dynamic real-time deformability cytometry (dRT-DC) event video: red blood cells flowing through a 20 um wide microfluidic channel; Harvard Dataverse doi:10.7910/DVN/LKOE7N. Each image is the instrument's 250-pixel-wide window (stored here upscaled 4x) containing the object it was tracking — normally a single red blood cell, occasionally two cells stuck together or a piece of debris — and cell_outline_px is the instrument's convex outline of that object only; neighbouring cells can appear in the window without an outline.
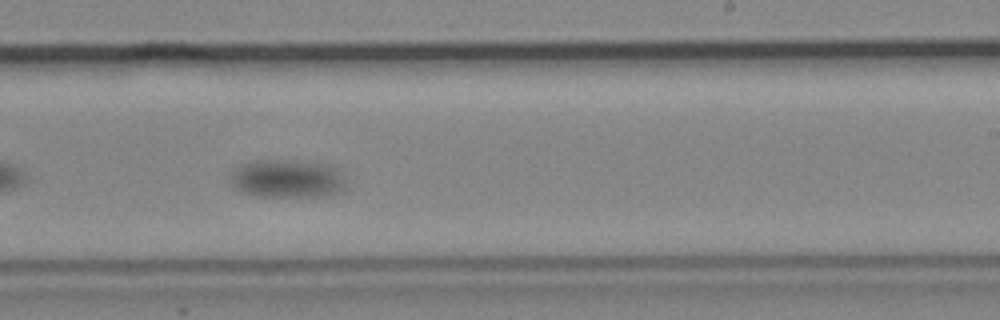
{"species": "common noctule bat (a hibernating species)", "species_latin": "Nyctalus noctula", "temperature_condition": "cold", "stored_images_in_passage": 46, "camera_frame_rate_fps": 3000, "um_per_image_px": 0.085, "animal": {"sex": "male", "body_mass_g": 19.2, "forearm_length_mm": 51.8}, "frame": {"image": 1, "passage_image": 33, "time_ms": 10.667, "image_size_px": [1000, 320], "cell_outline_px": [[344, 188], [332, 196], [252, 196], [240, 192], [232, 184], [232, 172], [240, 164], [256, 160], [304, 160], [328, 164], [336, 168], [344, 184]], "centroid_in_image_um": [24.39, 15.18], "position_along_channel_um": 264.6, "area_um2": 25.84}}